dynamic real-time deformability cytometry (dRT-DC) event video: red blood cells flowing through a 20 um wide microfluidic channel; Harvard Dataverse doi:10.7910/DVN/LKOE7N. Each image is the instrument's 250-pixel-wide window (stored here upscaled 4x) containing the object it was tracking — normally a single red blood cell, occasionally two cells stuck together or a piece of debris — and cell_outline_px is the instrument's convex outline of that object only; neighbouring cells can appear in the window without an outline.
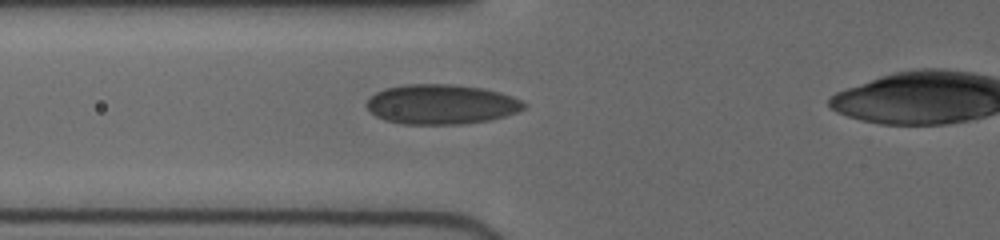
{"species": "human", "species_latin": "Homo sapiens", "temperature_condition": "cold", "stored_images_in_passage": 4, "camera_frame_rate_fps": 3000, "um_per_image_px": 0.085, "donor": {"sex": "female"}, "frame": {"image": 1, "passage_image": 2, "time_ms": 0.667, "image_size_px": [1000, 240], "cell_outline_px": [[528, 104], [524, 108], [516, 112], [492, 120], [460, 124], [404, 124], [384, 120], [376, 116], [364, 104], [376, 92], [384, 88], [404, 84], [452, 84], [484, 88], [500, 92], [512, 96]], "centroid_in_image_um": [37.51, 8.86], "position_along_channel_um": 88.3, "area_um2": 36.65}}
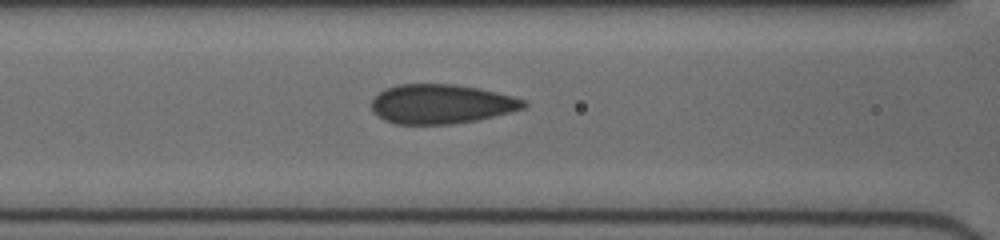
{"frame": {"image": 2, "passage_image": 4, "time_ms": 1.667, "image_size_px": [1000, 240], "cell_outline_px": [[528, 104], [524, 108], [512, 112], [476, 120], [452, 124], [396, 124], [384, 120], [376, 116], [372, 112], [372, 100], [384, 88], [396, 84], [456, 84], [496, 92], [512, 96], [524, 100]], "centroid_in_image_um": [37.48, 8.84], "position_along_channel_um": 129.1, "area_um2": 35.03}}